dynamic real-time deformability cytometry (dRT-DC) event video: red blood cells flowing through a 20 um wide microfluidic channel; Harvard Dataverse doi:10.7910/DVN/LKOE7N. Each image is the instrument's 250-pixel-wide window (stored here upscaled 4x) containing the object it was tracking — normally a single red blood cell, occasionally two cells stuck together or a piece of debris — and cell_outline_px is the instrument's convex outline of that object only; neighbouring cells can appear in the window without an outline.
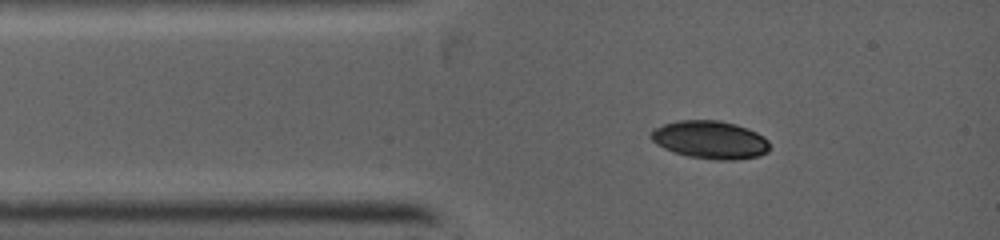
{"species": "common noctule bat (a hibernating species)", "species_latin": "Nyctalus noctula", "temperature_condition": "warm", "stored_images_in_passage": 2, "camera_frame_rate_fps": 5000, "um_per_image_px": 0.085, "animal": {"sex": "female", "body_mass_g": 19.0, "forearm_length_mm": 53.3}, "frame": {"image": 1, "passage_image": 1, "time_ms": 0.0, "image_size_px": [1000, 240], "cell_outline_px": [[768, 152], [756, 156], [732, 160], [716, 160], [688, 156], [664, 148], [656, 144], [652, 140], [652, 132], [656, 128], [664, 124], [676, 120], [720, 120], [736, 124], [748, 128], [764, 136], [768, 140]], "centroid_in_image_um": [60.38, 11.87], "position_along_channel_um": 24.6, "area_um2": 26.07}}